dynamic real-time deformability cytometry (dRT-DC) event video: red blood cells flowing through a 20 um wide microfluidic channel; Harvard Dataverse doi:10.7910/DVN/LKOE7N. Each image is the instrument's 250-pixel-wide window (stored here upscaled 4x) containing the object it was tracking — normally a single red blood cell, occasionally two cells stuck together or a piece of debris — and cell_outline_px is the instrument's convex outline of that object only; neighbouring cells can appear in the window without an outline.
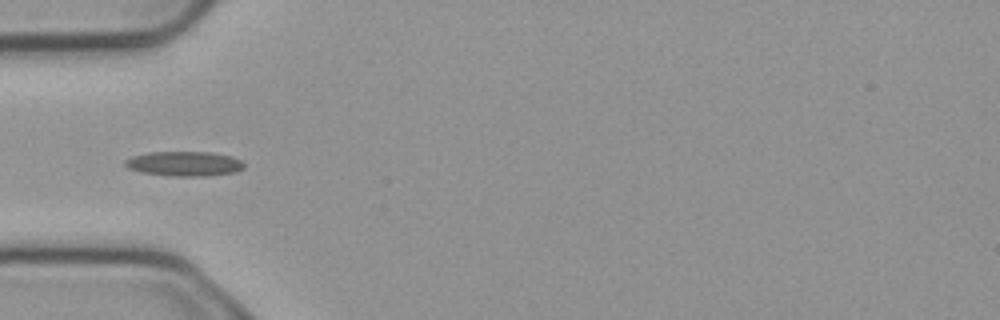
{"species": "common noctule bat (a hibernating species)", "species_latin": "Nyctalus noctula", "temperature_condition": "cold", "stored_images_in_passage": 5, "camera_frame_rate_fps": 3000, "um_per_image_px": 0.085, "animal": {"sex": "male", "body_mass_g": 23.1, "forearm_length_mm": 52.7}, "frame": {"image": 1, "passage_image": 4, "time_ms": 1.0, "image_size_px": [1000, 320], "cell_outline_px": [[244, 168], [236, 172], [208, 176], [168, 176], [140, 172], [128, 168], [124, 164], [124, 160], [132, 156], [148, 152], [208, 152], [232, 156], [240, 160], [244, 164]], "centroid_in_image_um": [15.65, 13.92], "position_along_channel_um": 69.4, "area_um2": 17.28}}
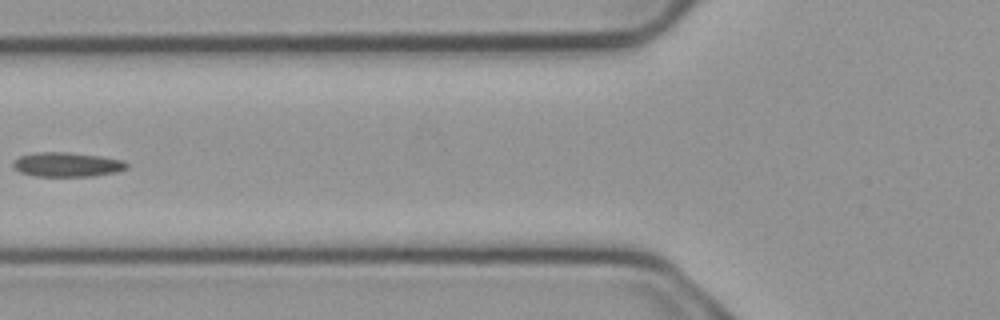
{"frame": {"image": 2, "passage_image": 5, "time_ms": 1.333, "image_size_px": [1000, 320], "cell_outline_px": [[128, 168], [116, 172], [92, 176], [36, 176], [20, 172], [12, 164], [12, 160], [20, 156], [36, 152], [68, 152], [100, 156], [124, 160], [128, 164]], "centroid_in_image_um": [5.71, 13.98], "position_along_channel_um": 120.1, "area_um2": 16.18}}